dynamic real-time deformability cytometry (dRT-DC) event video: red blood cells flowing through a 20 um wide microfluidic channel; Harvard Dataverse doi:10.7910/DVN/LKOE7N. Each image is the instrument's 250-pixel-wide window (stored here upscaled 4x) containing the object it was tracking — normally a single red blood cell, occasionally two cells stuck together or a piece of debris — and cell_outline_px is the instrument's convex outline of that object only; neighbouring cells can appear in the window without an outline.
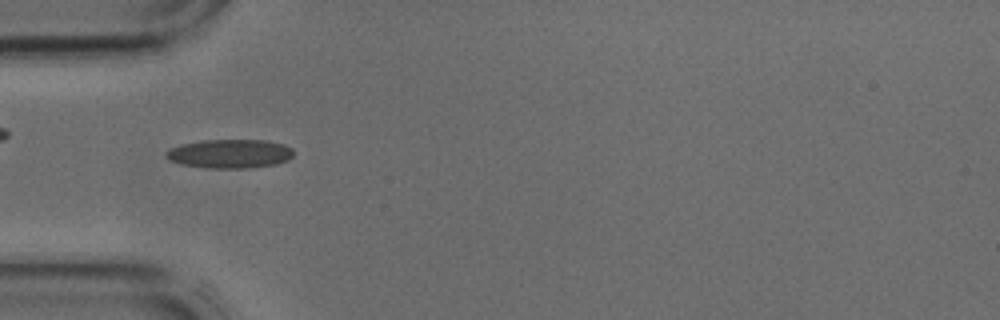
{"species": "common noctule bat (a hibernating species)", "species_latin": "Nyctalus noctula", "temperature_condition": "cold", "stored_images_in_passage": 41, "camera_frame_rate_fps": 3000, "um_per_image_px": 0.085, "animal": {"sex": "male", "body_mass_g": 17.9, "forearm_length_mm": 54.2}, "frame": {"image": 1, "passage_image": 12, "time_ms": 3.667, "image_size_px": [1000, 320], "cell_outline_px": [[292, 156], [288, 160], [276, 164], [252, 168], [208, 168], [180, 164], [168, 160], [164, 156], [164, 152], [180, 144], [204, 140], [268, 140], [284, 144], [292, 148]], "centroid_in_image_um": [19.52, 13.07], "position_along_channel_um": 65.5, "area_um2": 21.68}}
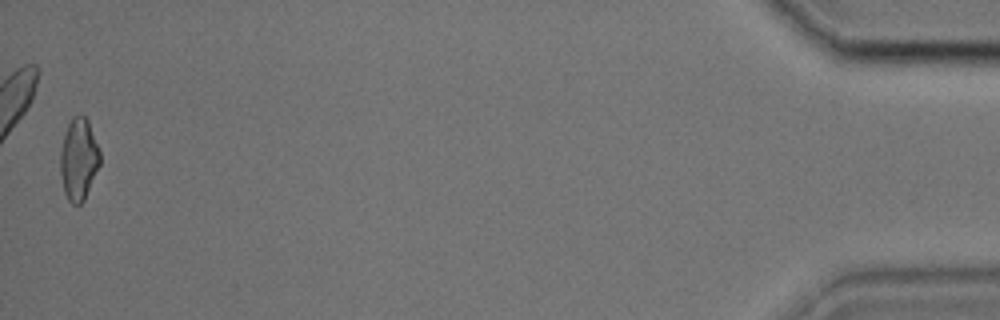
{"frame": {"image": 2, "passage_image": 41, "time_ms": 13.333, "image_size_px": [1000, 320], "cell_outline_px": [[100, 164], [84, 200], [80, 204], [72, 204], [68, 200], [64, 192], [60, 172], [60, 152], [64, 136], [68, 124], [72, 116], [80, 112], [88, 120], [100, 152]], "centroid_in_image_um": [6.68, 13.52], "position_along_channel_um": 428.5, "area_um2": 18.96}}